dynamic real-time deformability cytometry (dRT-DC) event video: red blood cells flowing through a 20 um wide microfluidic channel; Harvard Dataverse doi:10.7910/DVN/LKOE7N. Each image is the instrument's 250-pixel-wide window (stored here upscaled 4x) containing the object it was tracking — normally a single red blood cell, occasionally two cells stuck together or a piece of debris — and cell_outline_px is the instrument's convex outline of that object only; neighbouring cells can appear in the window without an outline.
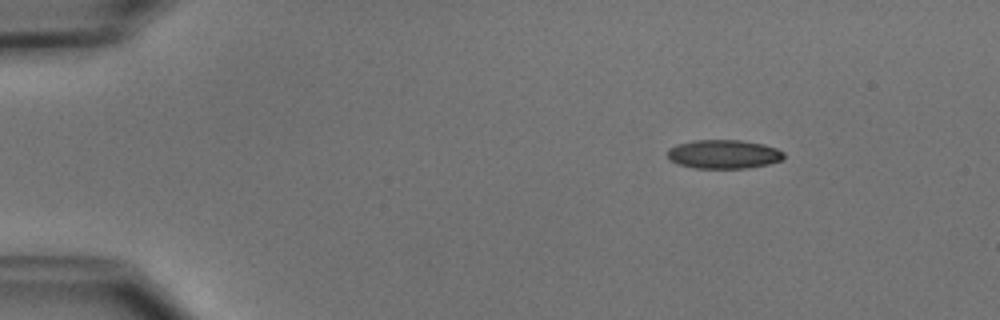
{"species": "common noctule bat (a hibernating species)", "species_latin": "Nyctalus noctula", "temperature_condition": "cold", "stored_images_in_passage": 45, "camera_frame_rate_fps": 3000, "um_per_image_px": 0.085, "animal": {"sex": "male", "body_mass_g": 15.6}, "frame": {"image": 1, "passage_image": 1, "time_ms": 0.0, "image_size_px": [1000, 320], "cell_outline_px": [[784, 160], [768, 164], [748, 168], [692, 168], [668, 160], [668, 148], [676, 144], [696, 140], [740, 140], [764, 144], [776, 148], [784, 152]], "centroid_in_image_um": [61.52, 13.11], "position_along_channel_um": 23.5, "area_um2": 19.71}}
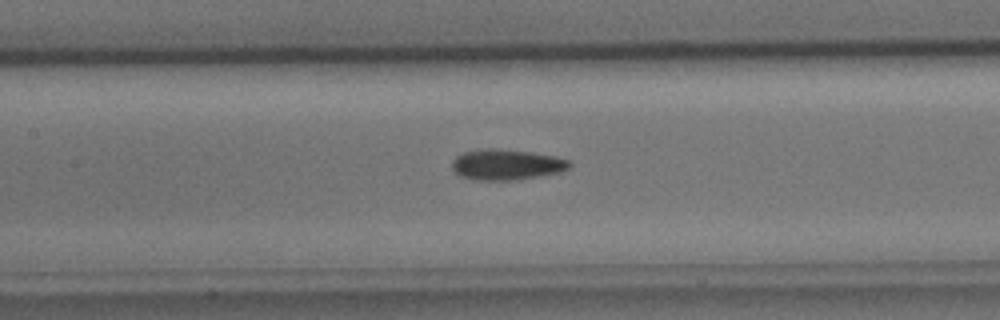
{"frame": {"image": 2, "passage_image": 18, "time_ms": 5.667, "image_size_px": [1000, 320], "cell_outline_px": [[572, 164], [568, 168], [560, 172], [516, 180], [472, 180], [460, 176], [452, 168], [452, 160], [456, 156], [464, 152], [484, 148], [500, 148], [532, 152], [556, 156], [568, 160]], "centroid_in_image_um": [43.03, 13.98], "position_along_channel_um": 164.4, "area_um2": 21.15}}
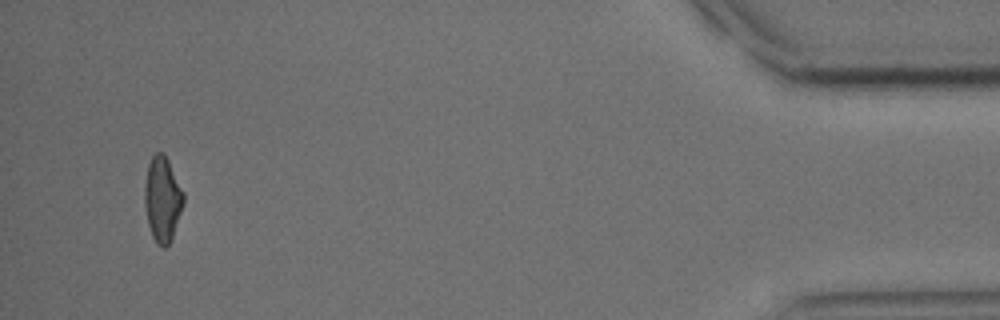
{"frame": {"image": 3, "passage_image": 43, "time_ms": 14.0, "image_size_px": [1000, 320], "cell_outline_px": [[184, 204], [172, 236], [168, 244], [164, 248], [156, 244], [152, 236], [148, 224], [144, 204], [144, 184], [148, 164], [152, 156], [156, 152], [164, 152], [184, 192]], "centroid_in_image_um": [13.79, 16.91], "position_along_channel_um": 421.4, "area_um2": 19.36}, "authors_computed_cell_mechanics": {"area_um2": 20.1722, "velocity_mm_per_s": 3.9281, "shape_relaxation_time_tau1_ms": 7.8843, "shape_relaxation_time_tau2_ms": 3.4619, "deformation_change_tau1": 0.1695, "deformation_change_tau2": 0.0934}}